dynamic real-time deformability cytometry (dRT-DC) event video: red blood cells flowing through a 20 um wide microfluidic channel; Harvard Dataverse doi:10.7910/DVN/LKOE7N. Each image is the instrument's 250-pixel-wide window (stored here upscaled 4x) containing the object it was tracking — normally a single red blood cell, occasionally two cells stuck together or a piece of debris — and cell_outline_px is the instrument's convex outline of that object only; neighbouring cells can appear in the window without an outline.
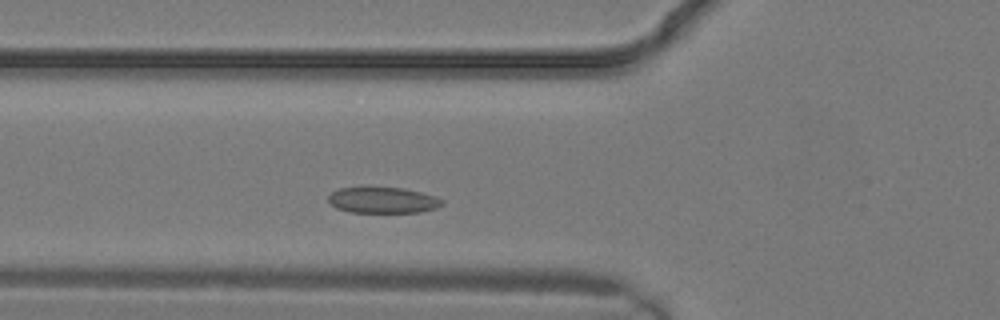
{"species": "common noctule bat (a hibernating species)", "species_latin": "Nyctalus noctula", "temperature_condition": "warm", "stored_images_in_passage": 20, "camera_frame_rate_fps": 3000, "um_per_image_px": 0.085, "animal": {"sex": "male", "body_mass_g": 19.2, "forearm_length_mm": 51.8}, "frame": {"image": 1, "passage_image": 2, "time_ms": 0.333, "image_size_px": [1000, 320], "cell_outline_px": [[444, 204], [436, 208], [420, 212], [348, 212], [336, 208], [328, 200], [328, 196], [332, 192], [340, 188], [404, 188], [420, 192], [444, 200]], "centroid_in_image_um": [32.54, 17.02], "position_along_channel_um": 93.3, "area_um2": 16.99}}
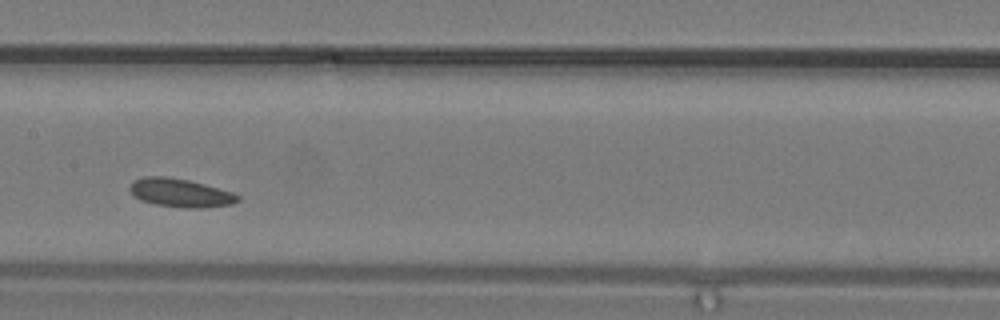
{"frame": {"image": 2, "passage_image": 6, "time_ms": 1.667, "image_size_px": [1000, 320], "cell_outline_px": [[240, 200], [232, 204], [204, 208], [184, 208], [156, 204], [140, 200], [128, 188], [132, 180], [144, 176], [168, 176], [188, 180], [204, 184], [232, 192], [240, 196]], "centroid_in_image_um": [15.32, 16.38], "position_along_channel_um": 192.1, "area_um2": 17.98}}
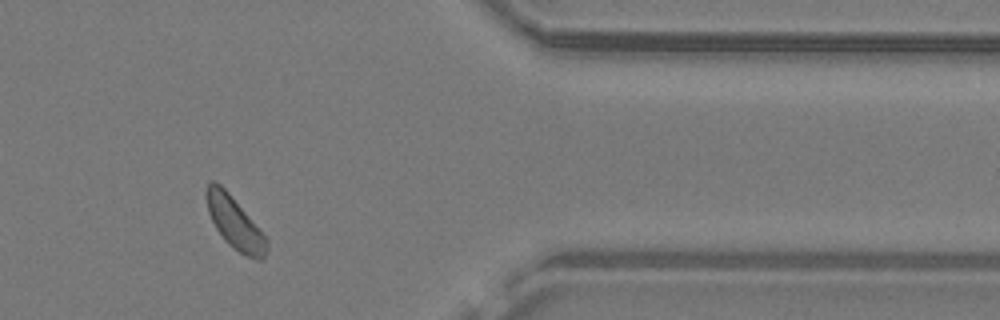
{"frame": {"image": 3, "passage_image": 15, "time_ms": 4.667, "image_size_px": [1000, 320], "cell_outline_px": [[268, 248], [264, 256], [260, 260], [256, 260], [244, 256], [232, 248], [224, 240], [216, 228], [208, 212], [204, 192], [208, 180], [212, 180], [220, 184], [228, 192], [268, 240]], "centroid_in_image_um": [19.92, 18.95], "position_along_channel_um": 391.5, "area_um2": 18.26}}